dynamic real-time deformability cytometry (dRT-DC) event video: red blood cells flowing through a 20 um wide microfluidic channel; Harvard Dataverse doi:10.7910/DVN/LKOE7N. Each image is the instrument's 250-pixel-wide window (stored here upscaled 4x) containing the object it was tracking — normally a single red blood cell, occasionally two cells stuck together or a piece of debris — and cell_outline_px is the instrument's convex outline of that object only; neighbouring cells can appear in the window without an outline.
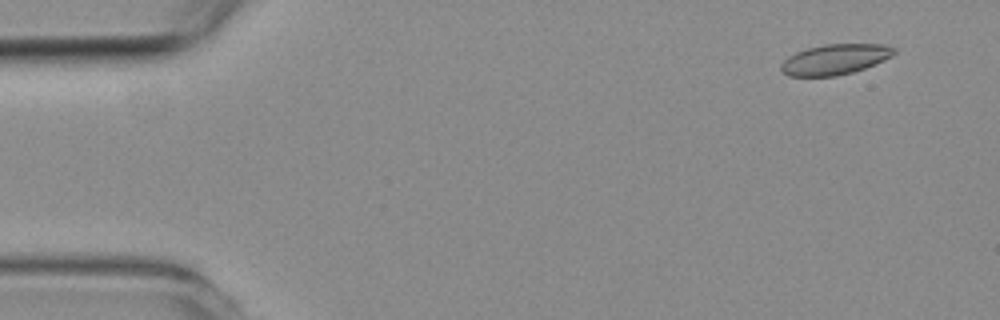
{"species": "common noctule bat (a hibernating species)", "species_latin": "Nyctalus noctula", "temperature_condition": "room temperature", "stored_images_in_passage": 5, "camera_frame_rate_fps": 3000, "um_per_image_px": 0.085, "animal": {"sex": "female", "body_mass_g": 19.3, "forearm_length_mm": 54.1}, "frame": {"image": 1, "passage_image": 1, "time_ms": 0.0, "image_size_px": [1000, 320], "cell_outline_px": [[896, 52], [892, 56], [884, 60], [864, 68], [852, 72], [836, 76], [788, 76], [780, 72], [780, 64], [788, 56], [796, 52], [808, 48], [828, 44], [884, 44], [896, 48]], "centroid_in_image_um": [70.95, 5.05], "position_along_channel_um": 14.0, "area_um2": 20.06}}